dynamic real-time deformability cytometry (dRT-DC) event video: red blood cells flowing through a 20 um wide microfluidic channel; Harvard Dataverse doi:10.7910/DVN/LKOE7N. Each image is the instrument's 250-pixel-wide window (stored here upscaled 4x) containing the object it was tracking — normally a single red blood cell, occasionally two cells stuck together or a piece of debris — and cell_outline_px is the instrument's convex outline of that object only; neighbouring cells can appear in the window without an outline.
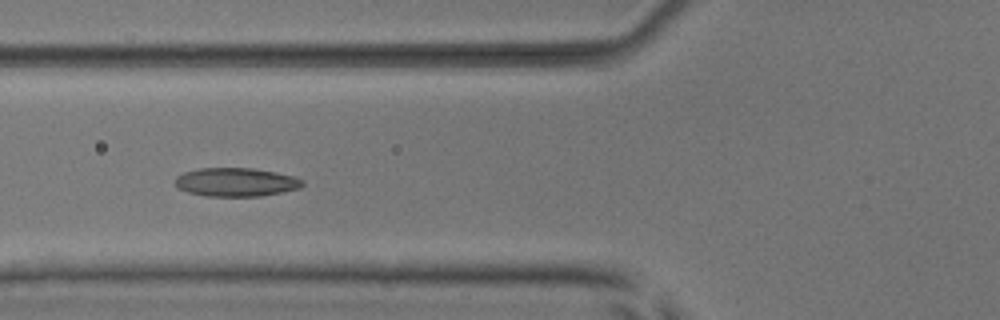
{"species": "common noctule bat (a hibernating species)", "species_latin": "Nyctalus noctula", "temperature_condition": "room temperature", "stored_images_in_passage": 7, "camera_frame_rate_fps": 3000, "um_per_image_px": 0.085, "animal": {"sex": "male", "body_mass_g": 17.9, "forearm_length_mm": 54.2}, "frame": {"image": 1, "passage_image": 5, "time_ms": 4.667, "image_size_px": [1000, 320], "cell_outline_px": [[304, 184], [300, 188], [284, 192], [260, 196], [208, 196], [188, 192], [176, 188], [176, 176], [184, 172], [200, 168], [252, 168], [276, 172], [296, 176], [304, 180]], "centroid_in_image_um": [20.1, 15.48], "position_along_channel_um": 105.7, "area_um2": 21.39}}
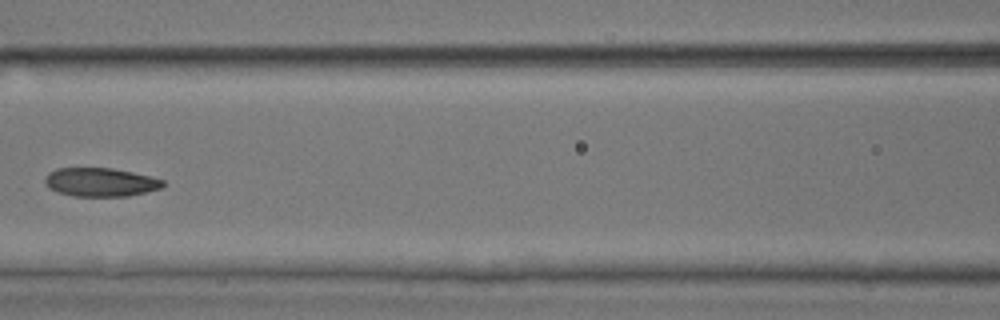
{"frame": {"image": 2, "passage_image": 6, "time_ms": 6.0, "image_size_px": [1000, 320], "cell_outline_px": [[164, 188], [128, 196], [72, 196], [56, 192], [48, 188], [44, 180], [44, 176], [48, 172], [56, 168], [112, 168], [152, 176], [164, 180]], "centroid_in_image_um": [8.53, 15.48], "position_along_channel_um": 158.1, "area_um2": 20.0}}